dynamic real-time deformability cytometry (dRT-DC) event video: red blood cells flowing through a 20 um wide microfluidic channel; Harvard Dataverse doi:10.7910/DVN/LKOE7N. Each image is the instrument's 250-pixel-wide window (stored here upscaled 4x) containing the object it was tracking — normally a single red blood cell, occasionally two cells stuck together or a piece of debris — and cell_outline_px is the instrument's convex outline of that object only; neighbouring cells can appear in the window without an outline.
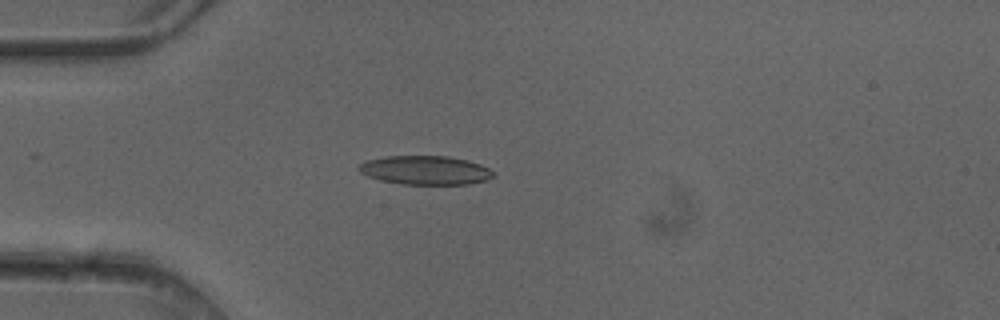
{"species": "common noctule bat (a hibernating species)", "species_latin": "Nyctalus noctula", "temperature_condition": "cold", "stored_images_in_passage": 4, "camera_frame_rate_fps": 3000, "um_per_image_px": 0.085, "animal": {"sex": "female"}, "frame": {"image": 1, "passage_image": 4, "time_ms": 1.0, "image_size_px": [1000, 320], "cell_outline_px": [[496, 176], [488, 180], [468, 184], [400, 184], [380, 180], [368, 176], [360, 172], [356, 168], [364, 160], [384, 156], [448, 156], [468, 160], [480, 164], [496, 172]], "centroid_in_image_um": [36.16, 14.46], "position_along_channel_um": 48.8, "area_um2": 22.95}}